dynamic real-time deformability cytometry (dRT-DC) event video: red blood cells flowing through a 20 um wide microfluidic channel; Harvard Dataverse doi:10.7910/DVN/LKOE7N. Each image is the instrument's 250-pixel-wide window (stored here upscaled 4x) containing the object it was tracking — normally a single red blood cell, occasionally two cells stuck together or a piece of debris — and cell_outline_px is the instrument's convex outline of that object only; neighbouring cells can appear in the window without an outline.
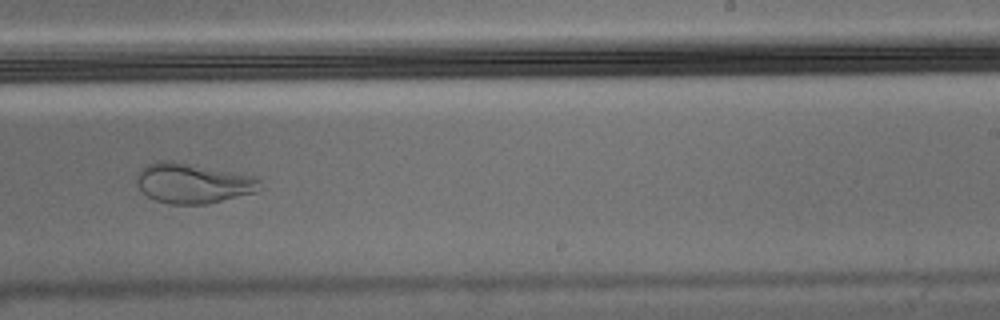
{"species": "Egyptian fruit bat (a non-hibernating species)", "species_latin": "Rousettus aegyptiacus", "temperature_condition": "warm", "stored_images_in_passage": 56, "camera_frame_rate_fps": 3000, "um_per_image_px": 0.085, "animal": {"sex": "male"}, "frame": {"image": 1, "passage_image": 34, "time_ms": 11.0, "image_size_px": [1000, 320], "cell_outline_px": [[264, 188], [256, 192], [208, 204], [168, 204], [156, 200], [148, 196], [136, 184], [136, 176], [148, 164], [160, 160], [168, 160], [260, 176]], "centroid_in_image_um": [16.5, 15.57], "position_along_channel_um": 272.5, "area_um2": 29.07}}
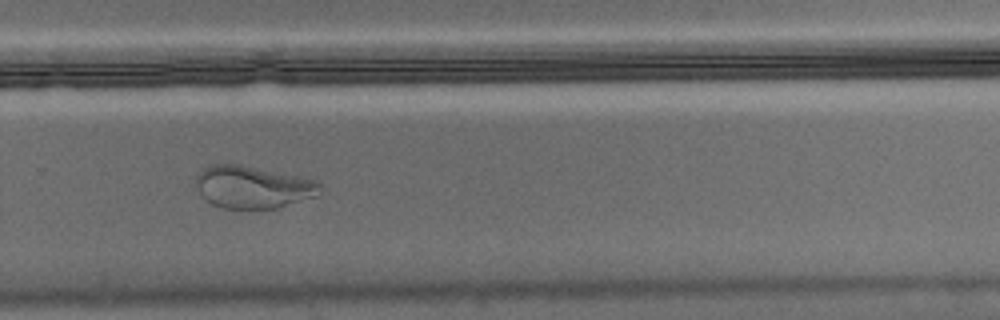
{"frame": {"image": 2, "passage_image": 37, "time_ms": 12.0, "image_size_px": [1000, 320], "cell_outline_px": [[324, 188], [320, 196], [276, 208], [224, 208], [212, 204], [196, 188], [196, 176], [204, 168], [212, 164], [240, 164], [316, 180]], "centroid_in_image_um": [21.55, 15.9], "position_along_channel_um": 308.2, "area_um2": 30.63}}